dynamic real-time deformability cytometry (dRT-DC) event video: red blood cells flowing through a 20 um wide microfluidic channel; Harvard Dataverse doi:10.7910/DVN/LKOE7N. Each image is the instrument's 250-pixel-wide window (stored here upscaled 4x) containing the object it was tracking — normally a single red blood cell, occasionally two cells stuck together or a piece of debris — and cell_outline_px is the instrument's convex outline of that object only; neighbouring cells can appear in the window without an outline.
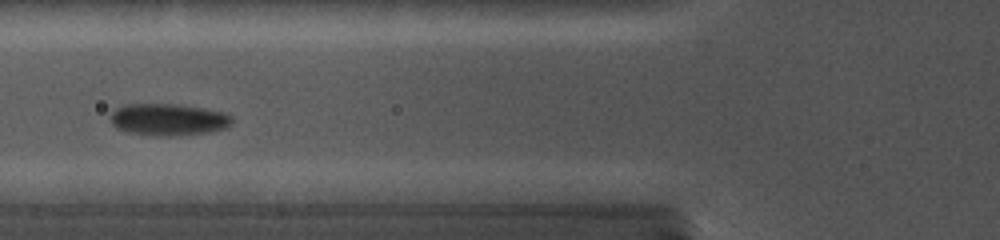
{"species": "common noctule bat (a hibernating species)", "species_latin": "Nyctalus noctula", "temperature_condition": "cold", "stored_images_in_passage": 29, "segment_of_instrument_passage": [1, 2], "camera_frame_rate_fps": 5000, "um_per_image_px": 0.085, "animal": {"sex": "female", "body_mass_g": 19.0, "forearm_length_mm": 56.7}, "frame": {"image": 1, "passage_image": 6, "time_ms": 5.2, "image_size_px": [1000, 240], "cell_outline_px": [[232, 124], [224, 128], [208, 132], [164, 136], [160, 136], [128, 132], [116, 128], [112, 124], [112, 112], [116, 108], [124, 104], [172, 104], [204, 108], [224, 112], [232, 116]], "centroid_in_image_um": [14.31, 10.15], "position_along_channel_um": 111.5, "area_um2": 22.37}}
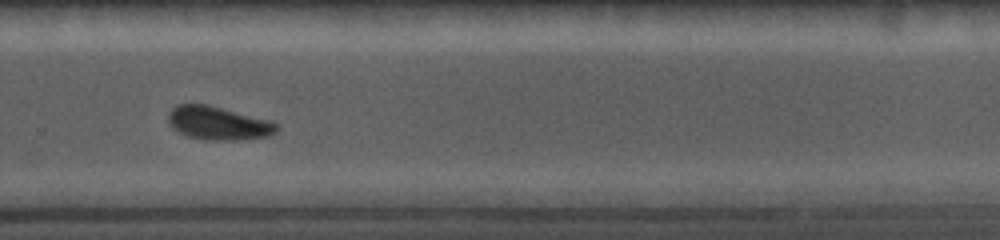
{"frame": {"image": 2, "passage_image": 17, "time_ms": 10.4, "image_size_px": [1000, 240], "cell_outline_px": [[280, 128], [276, 132], [268, 136], [232, 140], [204, 140], [188, 136], [172, 128], [168, 120], [168, 112], [176, 104], [204, 104], [272, 120], [280, 124]], "centroid_in_image_um": [18.57, 10.47], "position_along_channel_um": 311.2, "area_um2": 21.15}}
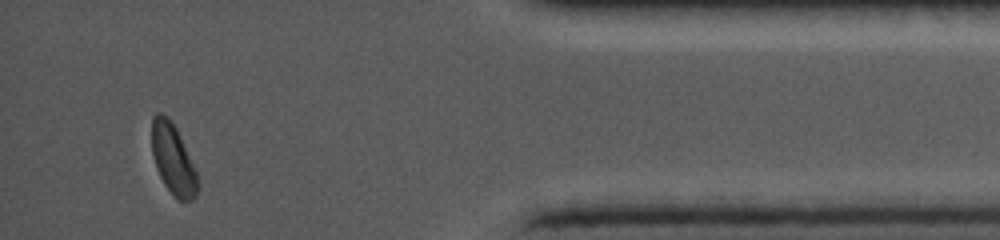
{"frame": {"image": 3, "passage_image": 26, "time_ms": 14.0, "image_size_px": [1000, 240], "cell_outline_px": [[200, 188], [196, 196], [192, 200], [176, 200], [164, 184], [156, 168], [152, 156], [152, 116], [156, 112], [160, 112], [168, 116], [176, 128], [196, 172], [200, 184]], "centroid_in_image_um": [14.7, 13.56], "position_along_channel_um": 420.5, "area_um2": 18.9}}